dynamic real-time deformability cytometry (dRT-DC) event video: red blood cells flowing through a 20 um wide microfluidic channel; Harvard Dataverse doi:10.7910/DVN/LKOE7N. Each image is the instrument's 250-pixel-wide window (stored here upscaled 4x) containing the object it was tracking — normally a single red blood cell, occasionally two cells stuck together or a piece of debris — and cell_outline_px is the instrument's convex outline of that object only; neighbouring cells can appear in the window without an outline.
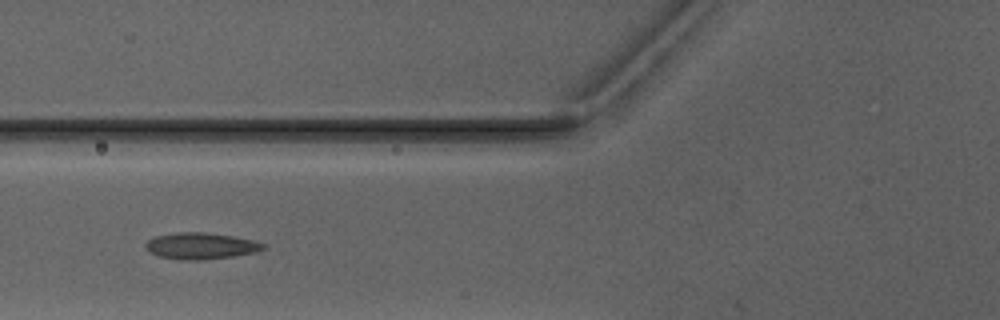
{"species": "Egyptian fruit bat (a non-hibernating species)", "species_latin": "Rousettus aegyptiacus", "temperature_condition": "warm", "stored_images_in_passage": 6, "camera_frame_rate_fps": 3000, "um_per_image_px": 0.085, "animal": {"sex": "male"}, "frame": {"image": 1, "passage_image": 5, "time_ms": 6.0, "image_size_px": [1000, 320], "cell_outline_px": [[264, 248], [256, 252], [232, 256], [196, 260], [180, 260], [160, 256], [148, 252], [144, 248], [144, 244], [148, 240], [156, 236], [176, 232], [204, 232], [232, 236], [252, 240], [264, 244]], "centroid_in_image_um": [17.0, 20.9], "position_along_channel_um": 108.8, "area_um2": 17.98}}
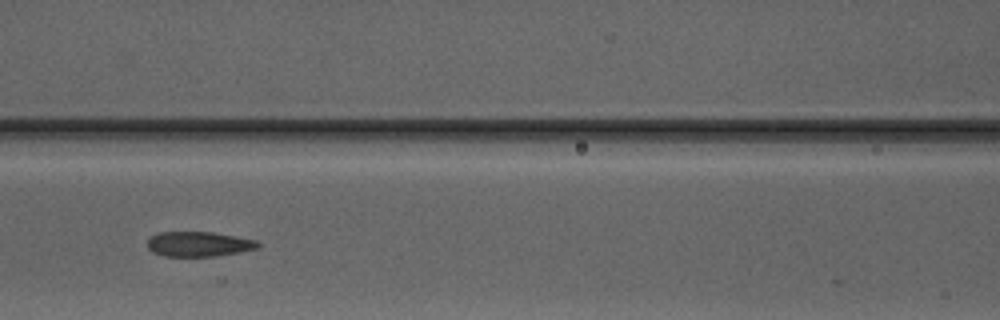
{"frame": {"image": 2, "passage_image": 6, "time_ms": 7.0, "image_size_px": [1000, 320], "cell_outline_px": [[260, 248], [240, 252], [216, 256], [164, 256], [152, 252], [148, 248], [148, 236], [160, 232], [212, 232], [236, 236], [256, 240], [260, 244]], "centroid_in_image_um": [16.89, 20.74], "position_along_channel_um": 149.7, "area_um2": 16.18}}